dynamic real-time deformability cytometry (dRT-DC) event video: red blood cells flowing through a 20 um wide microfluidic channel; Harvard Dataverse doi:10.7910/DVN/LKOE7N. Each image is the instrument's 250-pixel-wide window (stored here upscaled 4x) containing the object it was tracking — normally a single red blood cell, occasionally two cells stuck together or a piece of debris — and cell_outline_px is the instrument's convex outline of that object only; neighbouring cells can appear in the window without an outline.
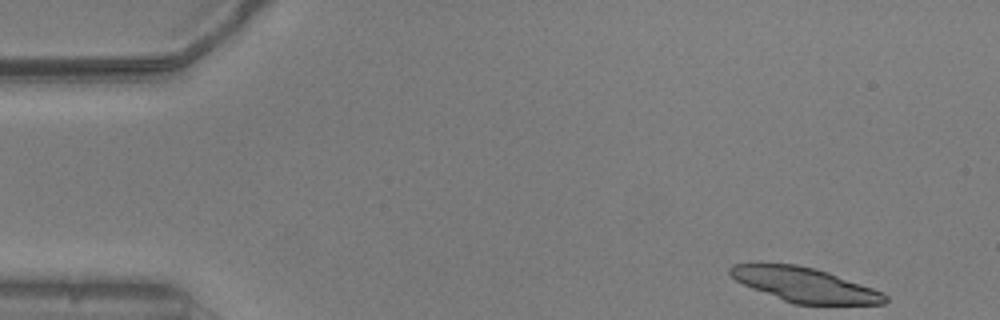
{"species": "common noctule bat (a hibernating species)", "species_latin": "Nyctalus noctula", "temperature_condition": "warm", "stored_images_in_passage": 49, "camera_frame_rate_fps": 3000, "um_per_image_px": 0.085, "animal": {"sex": "male", "body_mass_g": 20.5, "forearm_length_mm": 52.5}, "frame": {"image": 1, "passage_image": 1, "time_ms": 0.0, "image_size_px": [1000, 320], "cell_outline_px": [[888, 300], [884, 304], [792, 304], [752, 288], [736, 280], [728, 272], [728, 268], [732, 264], [796, 264], [816, 268], [828, 272], [884, 292], [888, 296]], "centroid_in_image_um": [68.43, 24.21], "position_along_channel_um": 16.6, "area_um2": 30.92}}
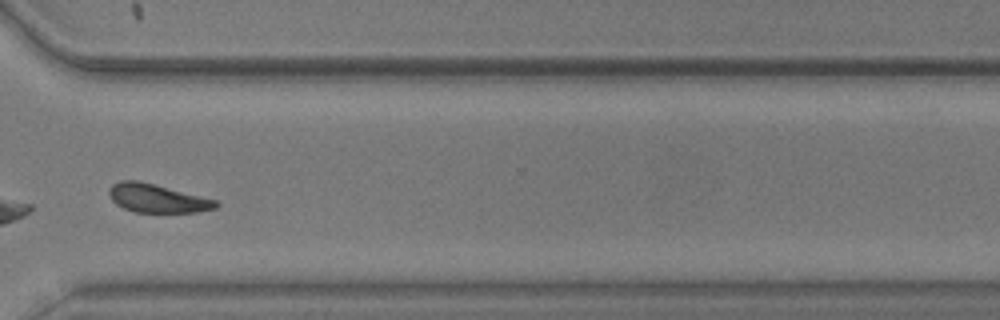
{"frame": {"image": 2, "passage_image": 37, "time_ms": 12.0, "image_size_px": [1000, 320], "cell_outline_px": [[220, 204], [216, 208], [196, 212], [136, 212], [124, 208], [116, 204], [112, 200], [108, 192], [112, 184], [120, 180], [136, 180], [216, 200]], "centroid_in_image_um": [13.33, 16.86], "position_along_channel_um": 357.3, "area_um2": 17.4}, "authors_computed_cell_mechanics": {"area_um2": 18.3804, "velocity_mm_per_s": 3.751, "shape_relaxation_time_tau1_ms": 3.0041, "shape_relaxation_time_tau2_ms": null, "deformation_change_tau1": 0.1075, "deformation_change_tau2": null}}